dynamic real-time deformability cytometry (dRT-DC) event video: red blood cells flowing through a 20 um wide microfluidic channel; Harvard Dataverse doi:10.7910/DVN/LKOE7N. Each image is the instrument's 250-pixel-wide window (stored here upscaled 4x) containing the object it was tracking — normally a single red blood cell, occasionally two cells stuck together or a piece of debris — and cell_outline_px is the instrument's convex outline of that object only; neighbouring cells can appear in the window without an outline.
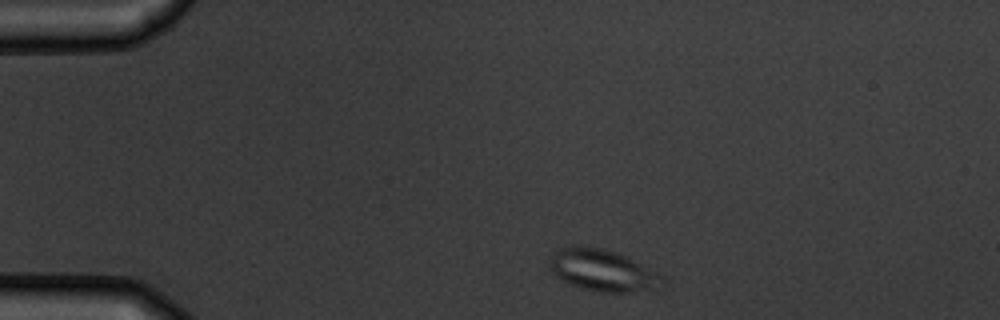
{"species": "common noctule bat (a hibernating species)", "species_latin": "Nyctalus noctula", "temperature_condition": "warm", "stored_images_in_passage": 3, "camera_frame_rate_fps": 3000, "um_per_image_px": 0.085, "animal": {"sex": "male", "body_mass_g": 19.5, "forearm_length_mm": 54.6}, "frame": {"image": 1, "passage_image": 1, "time_ms": 0.0, "image_size_px": [1000, 320], "cell_outline_px": [[664, 284], [656, 292], [604, 292], [580, 288], [568, 284], [556, 276], [548, 268], [548, 256], [552, 252], [560, 248], [600, 248], [616, 252], [628, 256], [664, 276]], "centroid_in_image_um": [51.27, 23.03], "position_along_channel_um": 33.7, "area_um2": 27.86}}